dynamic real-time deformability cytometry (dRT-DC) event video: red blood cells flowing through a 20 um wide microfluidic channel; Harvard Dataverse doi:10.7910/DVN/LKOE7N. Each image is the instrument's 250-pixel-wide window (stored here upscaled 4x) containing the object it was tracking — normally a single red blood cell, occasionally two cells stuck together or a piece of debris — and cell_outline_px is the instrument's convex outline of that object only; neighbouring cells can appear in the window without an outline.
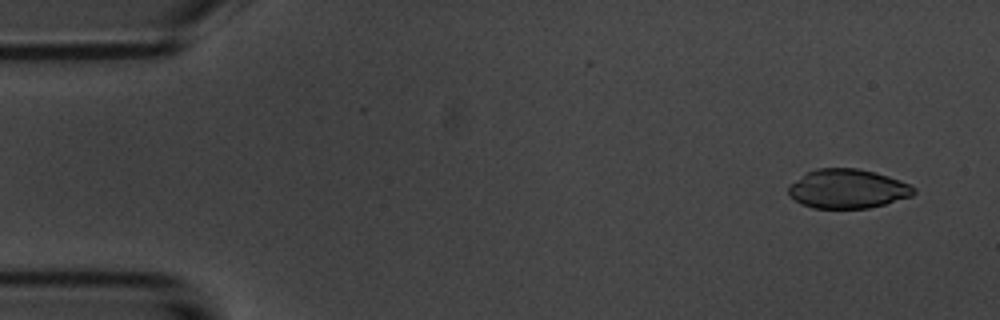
{"species": "common noctule bat (a hibernating species)", "species_latin": "Nyctalus noctula", "temperature_condition": "room temperature", "stored_images_in_passage": 4, "camera_frame_rate_fps": 3000, "um_per_image_px": 0.085, "animal": {"sex": "male", "body_mass_g": 20.1, "forearm_length_mm": 53.5}, "frame": {"image": 1, "passage_image": 1, "time_ms": 0.0, "image_size_px": [1000, 320], "cell_outline_px": [[916, 192], [912, 196], [884, 204], [868, 208], [812, 208], [800, 204], [788, 192], [788, 184], [808, 172], [816, 168], [860, 168], [876, 172], [900, 180], [916, 188]], "centroid_in_image_um": [72.05, 16.04], "position_along_channel_um": 13.0, "area_um2": 28.67}}